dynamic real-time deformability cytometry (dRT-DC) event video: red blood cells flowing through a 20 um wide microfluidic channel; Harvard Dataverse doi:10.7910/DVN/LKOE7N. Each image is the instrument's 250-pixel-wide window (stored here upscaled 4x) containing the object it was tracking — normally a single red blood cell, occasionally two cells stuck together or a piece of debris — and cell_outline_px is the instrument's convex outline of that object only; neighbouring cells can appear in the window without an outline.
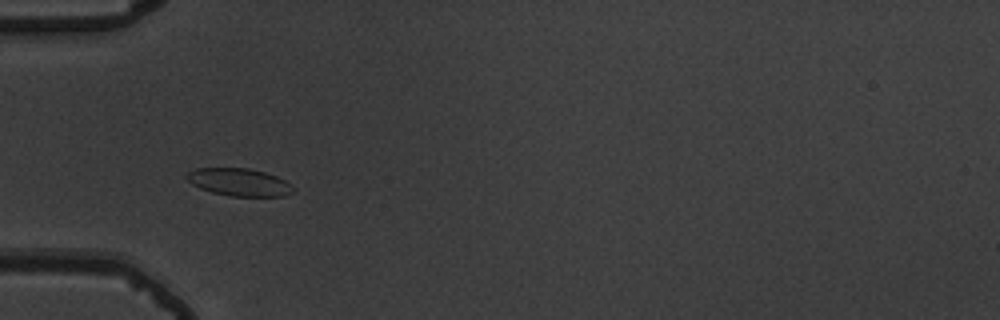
{"species": "common noctule bat (a hibernating species)", "species_latin": "Nyctalus noctula", "temperature_condition": "warm", "stored_images_in_passage": 42, "camera_frame_rate_fps": 3000, "um_per_image_px": 0.085, "animal": {"sex": "male", "body_mass_g": 19.5, "forearm_length_mm": 54.6}, "frame": {"image": 1, "passage_image": 5, "time_ms": 1.333, "image_size_px": [1000, 320], "cell_outline_px": [[292, 192], [284, 196], [228, 196], [212, 192], [200, 188], [192, 184], [184, 176], [188, 172], [196, 168], [248, 168], [264, 172], [276, 176], [292, 184]], "centroid_in_image_um": [20.3, 15.48], "position_along_channel_um": 64.7, "area_um2": 17.05}}
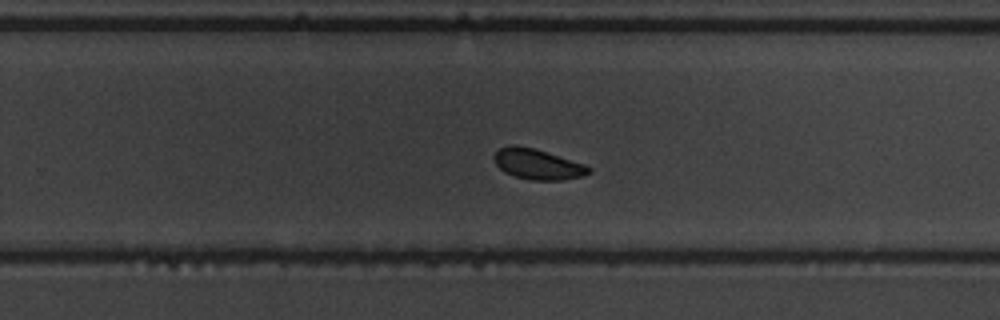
{"frame": {"image": 2, "passage_image": 23, "time_ms": 7.333, "image_size_px": [1000, 320], "cell_outline_px": [[592, 172], [584, 176], [560, 180], [528, 180], [504, 172], [492, 160], [492, 156], [500, 148], [512, 144], [516, 144], [532, 148], [584, 164], [592, 168]], "centroid_in_image_um": [45.68, 13.96], "position_along_channel_um": 284.1, "area_um2": 16.76}}
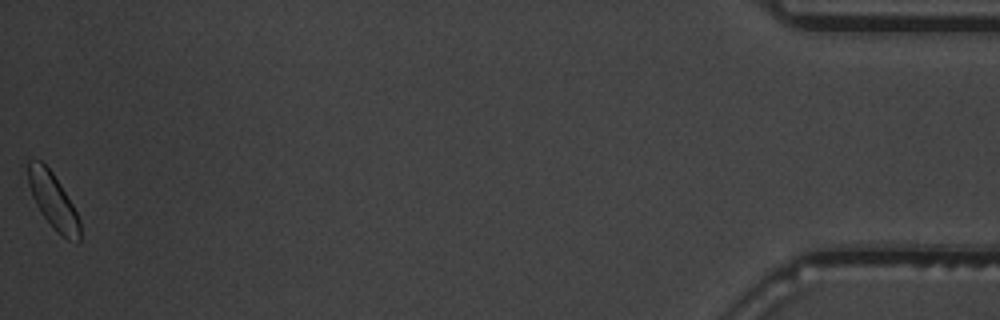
{"frame": {"image": 3, "passage_image": 42, "time_ms": 13.667, "image_size_px": [1000, 320], "cell_outline_px": [[80, 240], [68, 240], [56, 232], [40, 212], [32, 196], [28, 184], [28, 160], [40, 160], [52, 172], [60, 184], [72, 204], [80, 220]], "centroid_in_image_um": [4.5, 17.08], "position_along_channel_um": 430.7, "area_um2": 16.59}, "authors_computed_cell_mechanics": {"area_um2": 17.051, "velocity_mm_per_s": 3.6999, "shape_relaxation_time_tau1_ms": 4.4147, "shape_relaxation_time_tau2_ms": 1.4197, "deformation_change_tau1": 0.0687, "deformation_change_tau2": 0.0495}}